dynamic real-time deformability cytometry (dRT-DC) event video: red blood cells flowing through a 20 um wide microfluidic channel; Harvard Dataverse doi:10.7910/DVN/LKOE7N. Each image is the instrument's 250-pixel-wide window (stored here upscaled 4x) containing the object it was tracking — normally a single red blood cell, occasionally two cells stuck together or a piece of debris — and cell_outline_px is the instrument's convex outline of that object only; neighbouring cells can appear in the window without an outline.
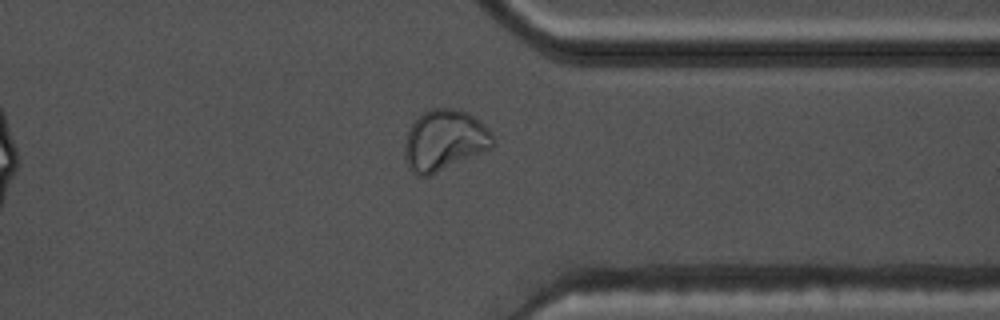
{"species": "common noctule bat (a hibernating species)", "species_latin": "Nyctalus noctula", "temperature_condition": "warm", "stored_images_in_passage": 34, "camera_frame_rate_fps": 3000, "um_per_image_px": 0.085, "animal": {"sex": "male", "body_mass_g": 17.5, "forearm_length_mm": 52.3}, "frame": {"image": 1, "passage_image": 29, "time_ms": 9.333, "image_size_px": [1000, 320], "cell_outline_px": [[496, 144], [492, 148], [428, 176], [416, 176], [408, 168], [404, 156], [404, 144], [408, 132], [412, 124], [424, 112], [432, 108], [456, 108], [468, 112], [484, 124], [496, 140]], "centroid_in_image_um": [37.79, 11.93], "position_along_channel_um": 373.6, "area_um2": 31.39}, "authors_computed_cell_mechanics": {"area_um2": 21.675, "velocity_mm_per_s": 3.6982, "shape_relaxation_time_tau1_ms": null, "shape_relaxation_time_tau2_ms": 1.4869, "deformation_change_tau1": null, "deformation_change_tau2": 0.0792}}